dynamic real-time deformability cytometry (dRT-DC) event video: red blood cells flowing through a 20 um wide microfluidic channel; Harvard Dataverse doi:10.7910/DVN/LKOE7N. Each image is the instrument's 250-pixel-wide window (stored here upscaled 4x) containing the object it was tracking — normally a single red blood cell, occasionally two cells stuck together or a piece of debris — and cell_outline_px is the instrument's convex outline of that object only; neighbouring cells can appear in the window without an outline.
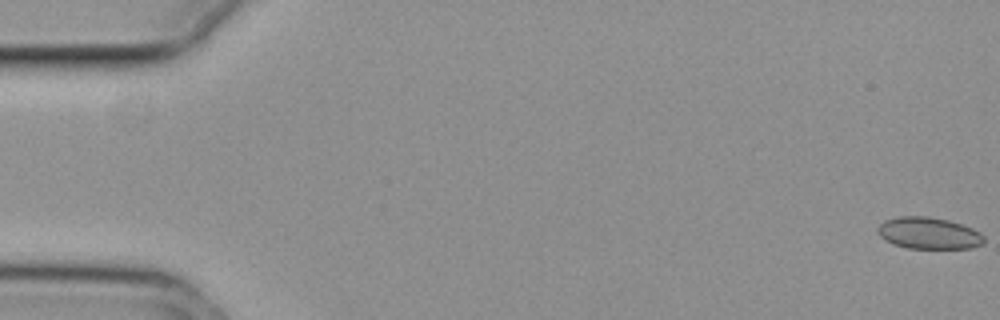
{"species": "common noctule bat (a hibernating species)", "species_latin": "Nyctalus noctula", "temperature_condition": "cold", "stored_images_in_passage": 16, "camera_frame_rate_fps": 3000, "um_per_image_px": 0.085, "animal": {"sex": "female", "body_mass_g": 29.2, "forearm_length_mm": 56.3}, "frame": {"image": 1, "passage_image": 1, "time_ms": 0.0, "image_size_px": [1000, 320], "cell_outline_px": [[984, 244], [972, 248], [908, 248], [892, 244], [884, 240], [880, 236], [876, 228], [884, 220], [896, 216], [928, 216], [948, 220], [972, 228], [980, 232], [984, 236]], "centroid_in_image_um": [78.92, 19.81], "position_along_channel_um": 6.1, "area_um2": 19.83}}